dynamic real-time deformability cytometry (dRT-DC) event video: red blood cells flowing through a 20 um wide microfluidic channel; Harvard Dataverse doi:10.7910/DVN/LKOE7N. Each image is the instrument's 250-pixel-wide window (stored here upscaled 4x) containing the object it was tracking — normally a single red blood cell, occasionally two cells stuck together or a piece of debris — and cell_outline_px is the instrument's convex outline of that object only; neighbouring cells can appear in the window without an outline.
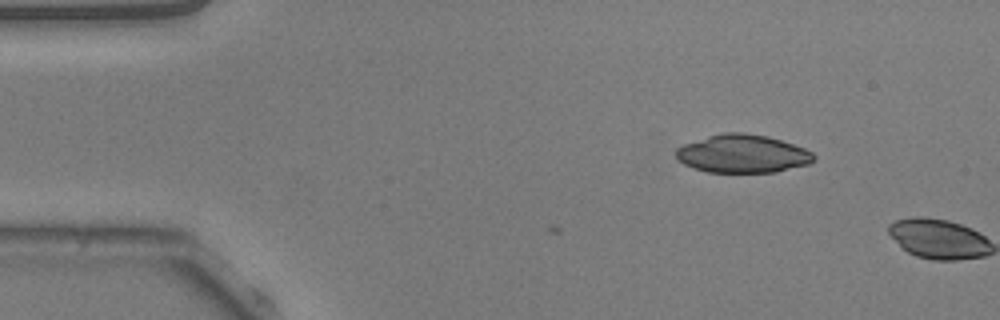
{"species": "common noctule bat (a hibernating species)", "species_latin": "Nyctalus noctula", "temperature_condition": "warm", "stored_images_in_passage": 2, "camera_frame_rate_fps": 3000, "um_per_image_px": 0.085, "animal": {"sex": "male", "body_mass_g": 20.5, "forearm_length_mm": 52.5}, "frame": {"image": 1, "passage_image": 2, "time_ms": 0.333, "image_size_px": [1000, 320], "cell_outline_px": [[816, 160], [808, 164], [776, 172], [708, 172], [692, 168], [684, 164], [676, 156], [676, 148], [684, 144], [708, 136], [724, 132], [744, 132], [768, 136], [804, 148], [812, 152], [816, 156]], "centroid_in_image_um": [63.13, 13.07], "position_along_channel_um": 21.9, "area_um2": 30.63}}